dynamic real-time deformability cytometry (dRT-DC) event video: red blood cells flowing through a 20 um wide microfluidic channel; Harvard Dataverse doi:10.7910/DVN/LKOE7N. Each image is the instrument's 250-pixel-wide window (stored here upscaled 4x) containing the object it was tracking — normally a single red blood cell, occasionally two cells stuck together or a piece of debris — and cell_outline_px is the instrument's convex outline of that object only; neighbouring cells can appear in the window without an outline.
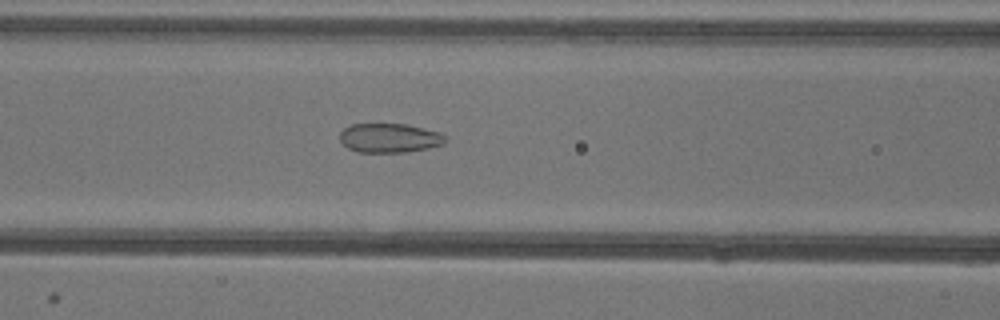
{"species": "common noctule bat (a hibernating species)", "species_latin": "Nyctalus noctula", "temperature_condition": "warm", "stored_images_in_passage": 52, "camera_frame_rate_fps": 3000, "um_per_image_px": 0.085, "animal": {"sex": "female"}, "frame": {"image": 1, "passage_image": 21, "time_ms": 6.667, "image_size_px": [1000, 320], "cell_outline_px": [[448, 140], [444, 144], [428, 148], [408, 152], [356, 152], [348, 148], [340, 140], [340, 132], [344, 128], [352, 124], [408, 124], [440, 132]], "centroid_in_image_um": [33.13, 11.73], "position_along_channel_um": 133.5, "area_um2": 18.09}}
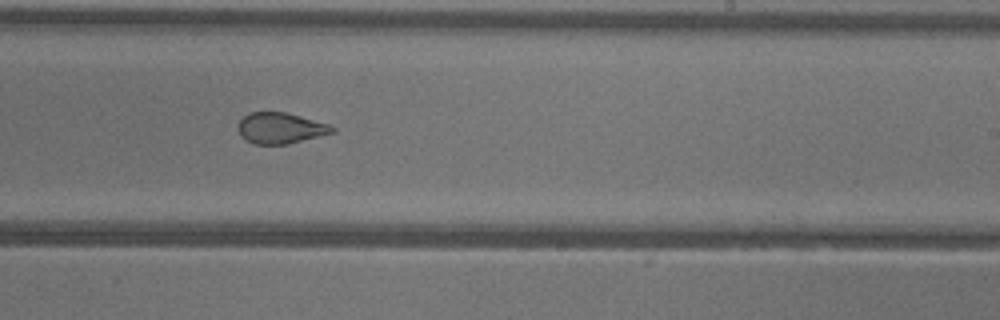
{"frame": {"image": 2, "passage_image": 31, "time_ms": 10.0, "image_size_px": [1000, 320], "cell_outline_px": [[336, 132], [284, 144], [252, 144], [244, 140], [240, 136], [236, 128], [240, 120], [248, 112], [284, 112], [300, 116], [328, 124], [336, 128]], "centroid_in_image_um": [23.78, 10.89], "position_along_channel_um": 265.2, "area_um2": 16.99}}
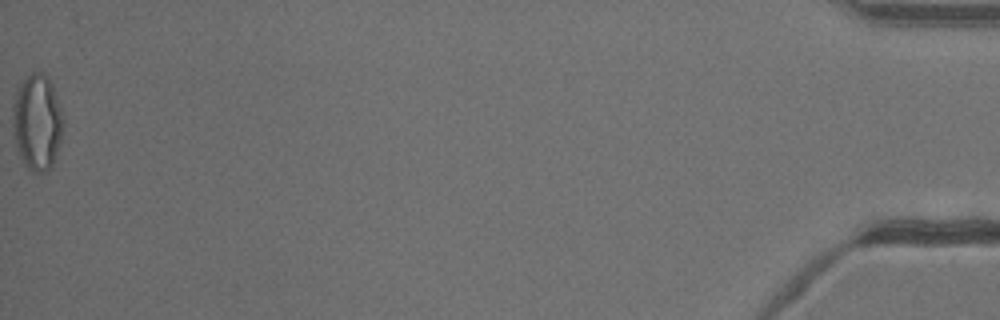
{"frame": {"image": 3, "passage_image": 52, "time_ms": 17.0, "image_size_px": [1000, 320], "cell_outline_px": [[64, 124], [60, 140], [52, 168], [44, 172], [32, 172], [24, 164], [16, 148], [12, 120], [12, 116], [16, 96], [24, 80], [32, 72], [44, 72], [48, 76], [52, 84], [64, 120]], "centroid_in_image_um": [3.18, 10.42], "position_along_channel_um": 432.0, "area_um2": 27.98}, "authors_computed_cell_mechanics": {"area_um2": 20.3745, "velocity_mm_per_s": 3.9572, "shape_relaxation_time_tau1_ms": null, "shape_relaxation_time_tau2_ms": 1.3438, "deformation_change_tau1": null, "deformation_change_tau2": 0.0792}}